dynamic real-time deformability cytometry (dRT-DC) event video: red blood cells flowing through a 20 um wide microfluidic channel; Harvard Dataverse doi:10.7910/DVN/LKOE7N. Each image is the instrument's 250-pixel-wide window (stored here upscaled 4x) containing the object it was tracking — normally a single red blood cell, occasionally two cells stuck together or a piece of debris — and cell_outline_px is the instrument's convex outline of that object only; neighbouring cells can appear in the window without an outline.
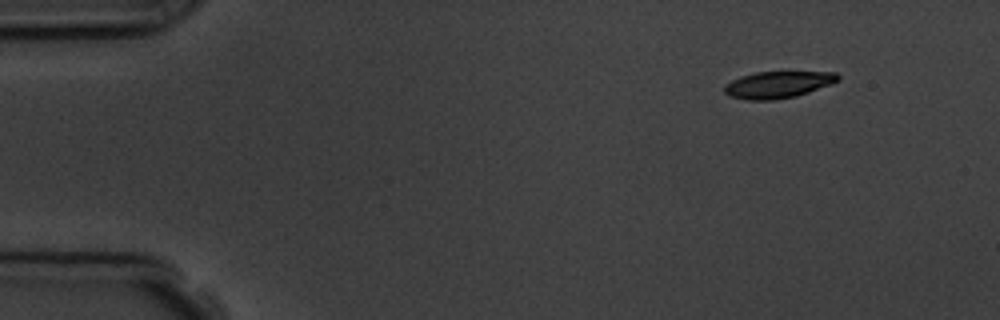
{"species": "common noctule bat (a hibernating species)", "species_latin": "Nyctalus noctula", "temperature_condition": "room temperature", "stored_images_in_passage": 3, "camera_frame_rate_fps": 3000, "um_per_image_px": 0.085, "animal": {"sex": "male", "body_mass_g": 19.5, "forearm_length_mm": 54.6}, "frame": {"image": 1, "passage_image": 1, "time_ms": 0.0, "image_size_px": [1000, 320], "cell_outline_px": [[840, 80], [832, 84], [796, 96], [776, 100], [748, 100], [728, 96], [724, 92], [724, 84], [740, 76], [756, 72], [836, 72], [840, 76]], "centroid_in_image_um": [66.11, 7.2], "position_along_channel_um": 18.9, "area_um2": 17.86}}
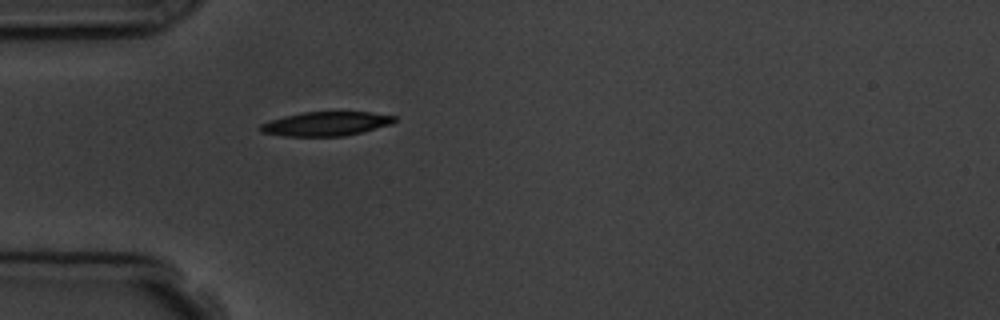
{"frame": {"image": 2, "passage_image": 3, "time_ms": 3.333, "image_size_px": [1000, 320], "cell_outline_px": [[396, 120], [392, 124], [364, 132], [344, 136], [284, 136], [260, 132], [260, 124], [268, 120], [284, 116], [304, 112], [372, 112], [396, 116]], "centroid_in_image_um": [27.72, 10.52], "position_along_channel_um": 57.3, "area_um2": 19.02}}